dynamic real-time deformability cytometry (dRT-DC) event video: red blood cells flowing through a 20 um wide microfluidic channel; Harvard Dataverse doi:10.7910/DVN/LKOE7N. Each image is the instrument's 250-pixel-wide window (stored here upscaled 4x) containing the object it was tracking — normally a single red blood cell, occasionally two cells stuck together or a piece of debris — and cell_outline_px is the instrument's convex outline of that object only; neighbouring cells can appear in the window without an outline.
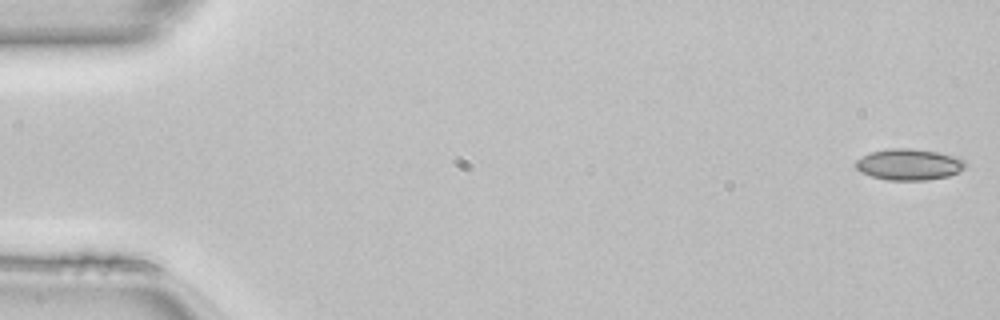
{"species": "common noctule bat (a hibernating species)", "species_latin": "Nyctalus noctula", "temperature_condition": "room temperature", "stored_images_in_passage": 49, "camera_frame_rate_fps": 3000, "um_per_image_px": 0.085, "animal": {"sex": "female", "body_mass_g": 22.7, "forearm_length_mm": 54.2}, "frame": {"image": 1, "passage_image": 1, "time_ms": 0.0, "image_size_px": [1000, 320], "cell_outline_px": [[968, 164], [960, 172], [948, 176], [924, 180], [888, 180], [872, 176], [860, 172], [856, 168], [856, 160], [872, 152], [888, 148], [912, 148], [936, 152], [952, 156], [964, 160]], "centroid_in_image_um": [77.27, 13.98], "position_along_channel_um": 7.7, "area_um2": 19.83}}
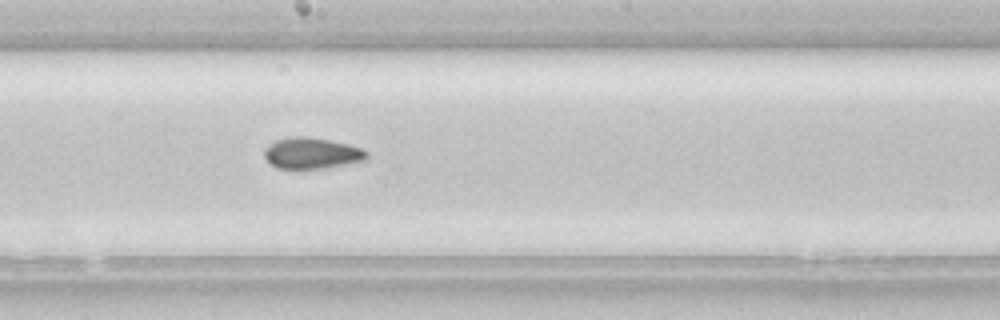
{"frame": {"image": 2, "passage_image": 27, "time_ms": 8.667, "image_size_px": [1000, 320], "cell_outline_px": [[368, 156], [364, 160], [324, 168], [296, 172], [292, 172], [276, 168], [264, 156], [264, 148], [268, 144], [276, 140], [292, 136], [304, 136], [328, 140], [348, 144], [360, 148], [368, 152]], "centroid_in_image_um": [26.42, 13.06], "position_along_channel_um": 221.8, "area_um2": 19.07}}
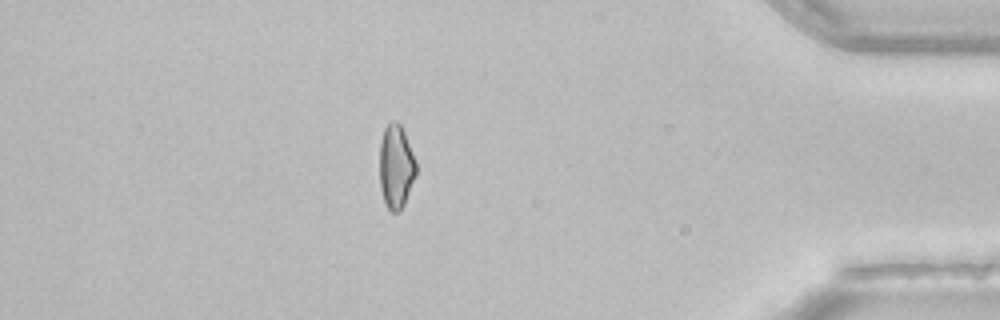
{"frame": {"image": 3, "passage_image": 43, "time_ms": 14.0, "image_size_px": [1000, 320], "cell_outline_px": [[416, 176], [404, 204], [396, 212], [392, 212], [388, 208], [384, 200], [380, 188], [380, 140], [384, 128], [392, 120], [396, 120], [400, 124], [404, 132], [416, 160]], "centroid_in_image_um": [33.66, 14.13], "position_along_channel_um": 401.5, "area_um2": 17.8}, "authors_computed_cell_mechanics": {"area_um2": 19.074, "velocity_mm_per_s": 4.1673, "shape_relaxation_time_tau1_ms": null, "shape_relaxation_time_tau2_ms": 4.9177, "deformation_change_tau1": null, "deformation_change_tau2": 0.0982}}